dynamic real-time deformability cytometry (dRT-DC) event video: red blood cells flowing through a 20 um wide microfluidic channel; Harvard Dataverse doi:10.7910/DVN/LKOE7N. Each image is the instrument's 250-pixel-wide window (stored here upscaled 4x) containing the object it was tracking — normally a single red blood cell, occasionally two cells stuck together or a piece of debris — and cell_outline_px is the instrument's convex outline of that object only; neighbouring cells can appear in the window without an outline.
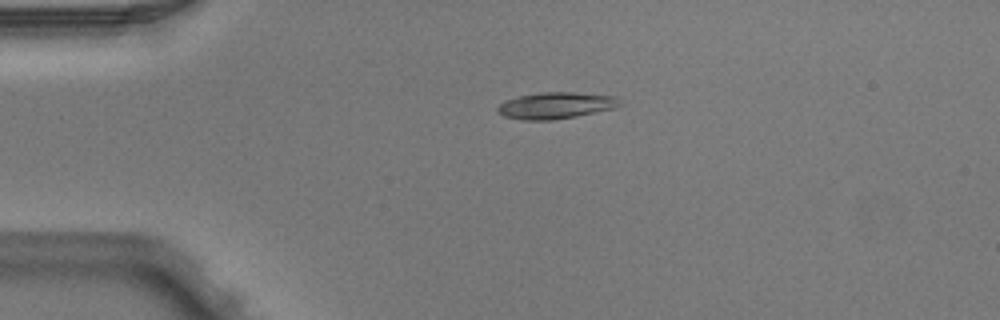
{"species": "Egyptian fruit bat (a non-hibernating species)", "species_latin": "Rousettus aegyptiacus", "temperature_condition": "warm", "stored_images_in_passage": 2, "camera_frame_rate_fps": 3000, "um_per_image_px": 0.085, "animal": {"sex": "male"}, "frame": {"image": 1, "passage_image": 1, "time_ms": 0.0, "image_size_px": [1000, 320], "cell_outline_px": [[624, 104], [616, 108], [576, 116], [552, 120], [524, 120], [504, 116], [496, 112], [496, 108], [500, 104], [508, 100], [520, 96], [540, 92], [572, 92], [616, 96]], "centroid_in_image_um": [47.29, 8.97], "position_along_channel_um": 37.7, "area_um2": 18.9}}